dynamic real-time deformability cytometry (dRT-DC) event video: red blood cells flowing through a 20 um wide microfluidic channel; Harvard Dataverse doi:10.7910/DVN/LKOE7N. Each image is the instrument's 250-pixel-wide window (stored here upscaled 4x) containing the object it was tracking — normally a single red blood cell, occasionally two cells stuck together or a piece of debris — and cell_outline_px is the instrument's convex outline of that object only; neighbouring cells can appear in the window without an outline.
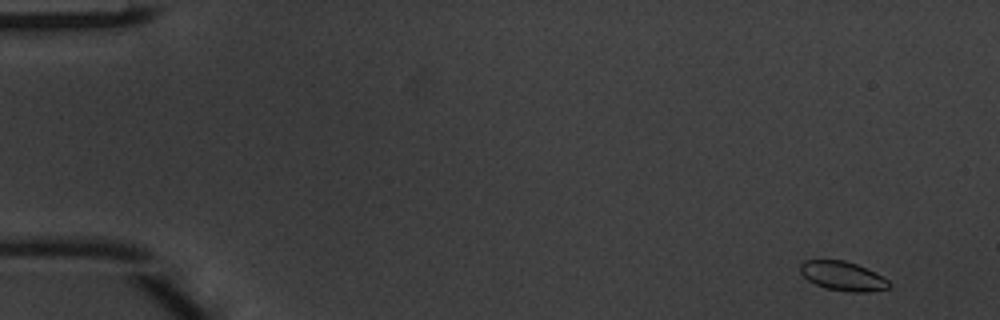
{"species": "common noctule bat (a hibernating species)", "species_latin": "Nyctalus noctula", "temperature_condition": "warm", "stored_images_in_passage": 48, "camera_frame_rate_fps": 3000, "um_per_image_px": 0.085, "animal": {"sex": "male", "body_mass_g": 20.1, "forearm_length_mm": 53.5}, "frame": {"image": 1, "passage_image": 2, "time_ms": 0.333, "image_size_px": [1000, 320], "cell_outline_px": [[892, 284], [888, 288], [868, 292], [848, 292], [828, 288], [816, 284], [808, 280], [800, 272], [800, 264], [804, 260], [844, 260], [856, 264], [888, 280]], "centroid_in_image_um": [71.62, 23.46], "position_along_channel_um": 13.4, "area_um2": 14.85}}
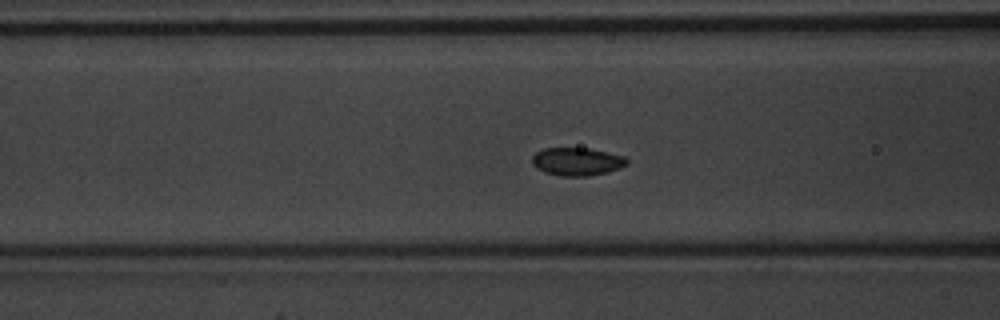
{"frame": {"image": 2, "passage_image": 19, "time_ms": 6.0, "image_size_px": [1000, 320], "cell_outline_px": [[628, 164], [620, 168], [608, 172], [588, 176], [560, 176], [544, 172], [536, 168], [532, 164], [532, 156], [536, 152], [544, 148], [588, 148], [608, 152], [624, 156], [628, 160]], "centroid_in_image_um": [49.04, 13.73], "position_along_channel_um": 117.6, "area_um2": 15.61}}
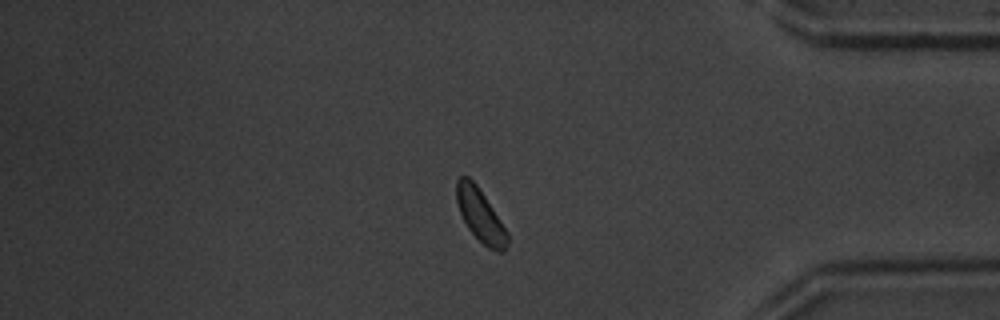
{"frame": {"image": 3, "passage_image": 41, "time_ms": 13.333, "image_size_px": [1000, 320], "cell_outline_px": [[508, 244], [504, 252], [500, 252], [488, 248], [468, 228], [460, 212], [456, 200], [456, 180], [460, 176], [468, 176], [476, 184], [508, 232]], "centroid_in_image_um": [40.83, 18.3], "position_along_channel_um": 394.4, "area_um2": 15.37}}